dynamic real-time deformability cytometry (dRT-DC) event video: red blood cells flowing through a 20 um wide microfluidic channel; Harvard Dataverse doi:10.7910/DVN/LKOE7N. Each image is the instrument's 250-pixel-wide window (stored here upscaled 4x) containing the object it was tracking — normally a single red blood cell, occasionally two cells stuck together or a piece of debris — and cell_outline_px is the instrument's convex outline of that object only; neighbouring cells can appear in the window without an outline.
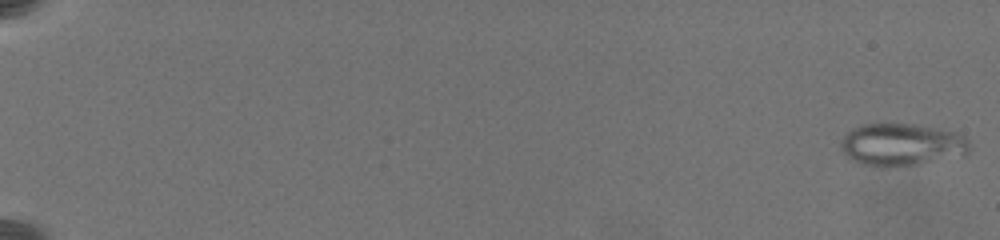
{"species": "common noctule bat (a hibernating species)", "species_latin": "Nyctalus noctula", "temperature_condition": "warm", "stored_images_in_passage": 46, "camera_frame_rate_fps": 3000, "um_per_image_px": 0.085, "animal": {"sex": "female", "body_mass_g": 19.5, "forearm_length_mm": 54.1}, "frame": {"image": 1, "passage_image": 1, "time_ms": 0.0, "image_size_px": [1000, 240], "cell_outline_px": [[972, 148], [964, 156], [916, 164], [888, 168], [860, 164], [848, 160], [840, 148], [840, 140], [852, 128], [864, 124], [892, 120], [920, 124], [956, 132], [964, 136], [972, 144]], "centroid_in_image_um": [76.63, 12.26], "position_along_channel_um": 8.4, "area_um2": 33.35}}
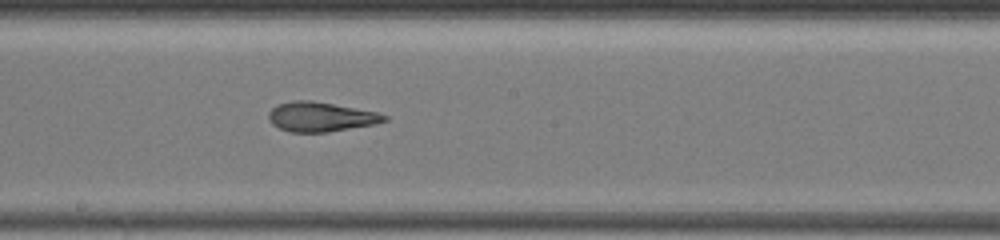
{"frame": {"image": 2, "passage_image": 27, "time_ms": 12.333, "image_size_px": [1000, 240], "cell_outline_px": [[388, 120], [376, 124], [328, 132], [288, 132], [272, 124], [268, 120], [268, 112], [272, 108], [280, 104], [292, 100], [312, 100], [380, 112], [388, 116]], "centroid_in_image_um": [27.29, 9.93], "position_along_channel_um": 220.9, "area_um2": 20.17}}
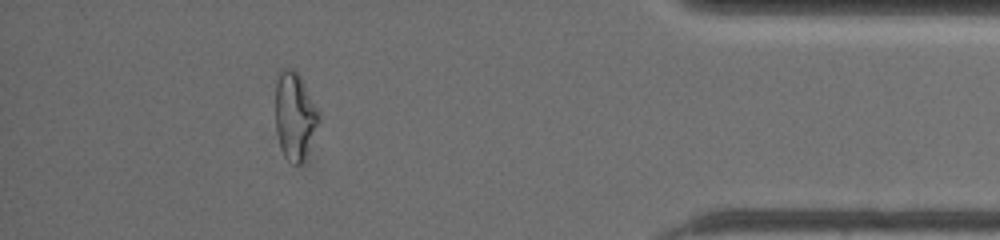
{"frame": {"image": 3, "passage_image": 42, "time_ms": 18.667, "image_size_px": [1000, 240], "cell_outline_px": [[320, 120], [304, 160], [300, 164], [296, 164], [288, 160], [284, 156], [280, 148], [276, 132], [276, 80], [280, 68], [292, 68], [300, 76], [320, 112]], "centroid_in_image_um": [25.05, 9.84], "position_along_channel_um": 410.1, "area_um2": 22.2}, "authors_computed_cell_mechanics": {"area_um2": 22.4842, "velocity_mm_per_s": 3.5497, "shape_relaxation_time_tau1_ms": null, "shape_relaxation_time_tau2_ms": 1.4529, "deformation_change_tau1": null, "deformation_change_tau2": 0.0886}}